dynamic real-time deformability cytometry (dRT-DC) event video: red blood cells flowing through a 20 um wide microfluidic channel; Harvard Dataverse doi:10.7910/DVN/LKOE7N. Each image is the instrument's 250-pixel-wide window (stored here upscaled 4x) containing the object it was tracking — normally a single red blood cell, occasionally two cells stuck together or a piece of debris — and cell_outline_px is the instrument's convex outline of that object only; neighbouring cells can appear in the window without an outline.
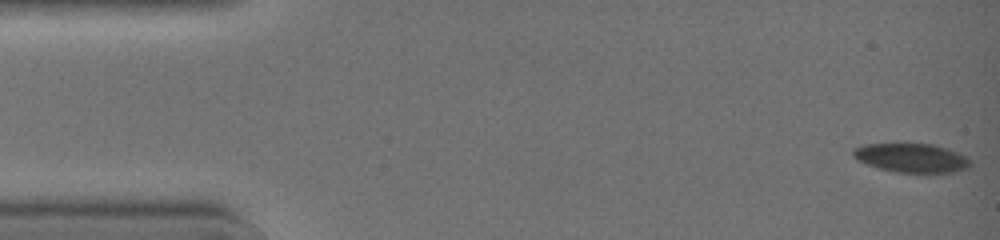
{"species": "common noctule bat (a hibernating species)", "species_latin": "Nyctalus noctula", "temperature_condition": "warm", "stored_images_in_passage": 44, "camera_frame_rate_fps": 3000, "um_per_image_px": 0.085, "animal": {"sex": "female", "body_mass_g": 19.0, "forearm_length_mm": 51.5}, "frame": {"image": 1, "passage_image": 1, "time_ms": 0.0, "image_size_px": [1000, 240], "cell_outline_px": [[972, 164], [968, 168], [952, 172], [896, 172], [880, 168], [856, 160], [852, 156], [852, 152], [856, 148], [864, 144], [932, 144], [968, 156]], "centroid_in_image_um": [77.49, 13.42], "position_along_channel_um": 7.5, "area_um2": 19.54}}
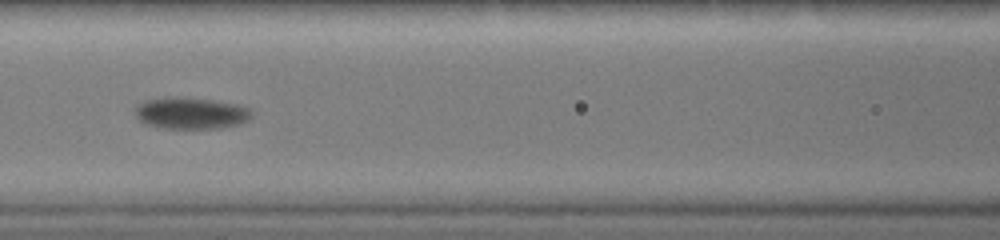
{"frame": {"image": 2, "passage_image": 20, "time_ms": 6.333, "image_size_px": [1000, 240], "cell_outline_px": [[252, 116], [248, 120], [240, 124], [220, 128], [160, 128], [144, 124], [136, 116], [136, 108], [140, 104], [148, 100], [212, 100], [232, 104], [248, 108], [252, 112]], "centroid_in_image_um": [16.27, 9.69], "position_along_channel_um": 150.3, "area_um2": 20.29}}
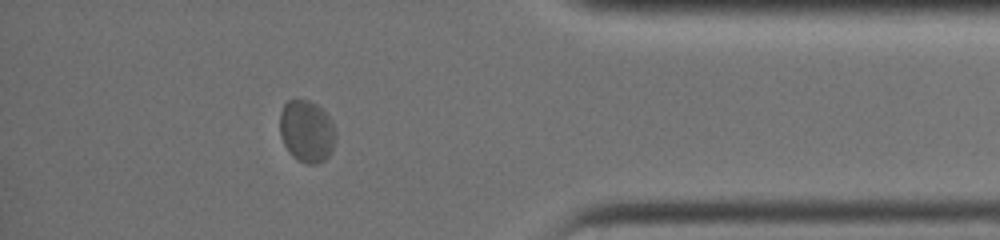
{"frame": {"image": 3, "passage_image": 39, "time_ms": 12.667, "image_size_px": [1000, 240], "cell_outline_px": [[336, 136], [332, 148], [328, 156], [320, 164], [308, 164], [292, 156], [288, 152], [280, 136], [280, 112], [284, 104], [288, 100], [296, 96], [308, 100], [316, 104], [332, 120], [336, 132]], "centroid_in_image_um": [26.05, 11.12], "position_along_channel_um": 409.1, "area_um2": 20.52}}